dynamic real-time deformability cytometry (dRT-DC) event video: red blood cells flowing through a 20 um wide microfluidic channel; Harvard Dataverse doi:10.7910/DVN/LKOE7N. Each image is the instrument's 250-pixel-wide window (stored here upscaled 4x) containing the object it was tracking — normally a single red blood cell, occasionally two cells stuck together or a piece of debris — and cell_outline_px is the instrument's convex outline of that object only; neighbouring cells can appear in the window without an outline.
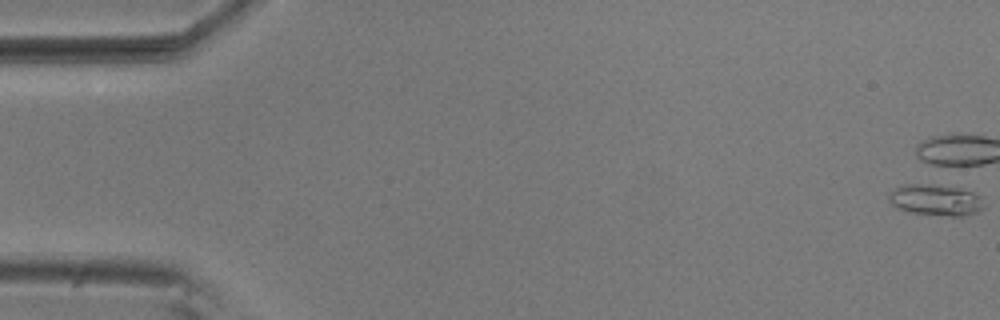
{"species": "common noctule bat (a hibernating species)", "species_latin": "Nyctalus noctula", "temperature_condition": "room temperature", "stored_images_in_passage": 6, "camera_frame_rate_fps": 3000, "um_per_image_px": 0.085, "animal": {"sex": "male", "body_mass_g": 20.5, "forearm_length_mm": 52.5}, "frame": {"image": 1, "passage_image": 1, "time_ms": 0.0, "image_size_px": [1000, 320], "cell_outline_px": [[984, 208], [980, 212], [964, 216], [952, 216], [908, 212], [896, 208], [888, 200], [888, 192], [892, 188], [904, 184], [932, 184], [960, 188], [976, 192], [980, 196]], "centroid_in_image_um": [79.51, 16.99], "position_along_channel_um": 5.5, "area_um2": 17.69}}